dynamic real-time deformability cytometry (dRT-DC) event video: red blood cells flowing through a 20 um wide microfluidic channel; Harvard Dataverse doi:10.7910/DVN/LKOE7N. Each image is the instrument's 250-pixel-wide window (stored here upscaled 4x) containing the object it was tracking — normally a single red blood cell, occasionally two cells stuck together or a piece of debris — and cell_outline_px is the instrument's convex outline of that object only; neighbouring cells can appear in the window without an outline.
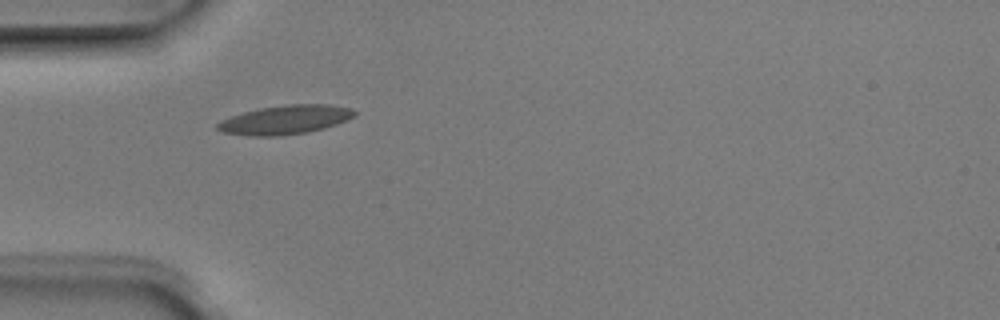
{"species": "Egyptian fruit bat (a non-hibernating species)", "species_latin": "Rousettus aegyptiacus", "temperature_condition": "room temperature", "stored_images_in_passage": 3, "camera_frame_rate_fps": 3000, "um_per_image_px": 0.085, "animal": {"sex": "male"}, "frame": {"image": 1, "passage_image": 1, "time_ms": 0.0, "image_size_px": [1000, 320], "cell_outline_px": [[356, 116], [348, 120], [324, 128], [308, 132], [276, 136], [252, 136], [220, 132], [216, 128], [216, 124], [220, 120], [244, 112], [260, 108], [288, 104], [332, 104], [352, 108], [356, 112]], "centroid_in_image_um": [24.26, 10.17], "position_along_channel_um": 60.7, "area_um2": 23.29}}
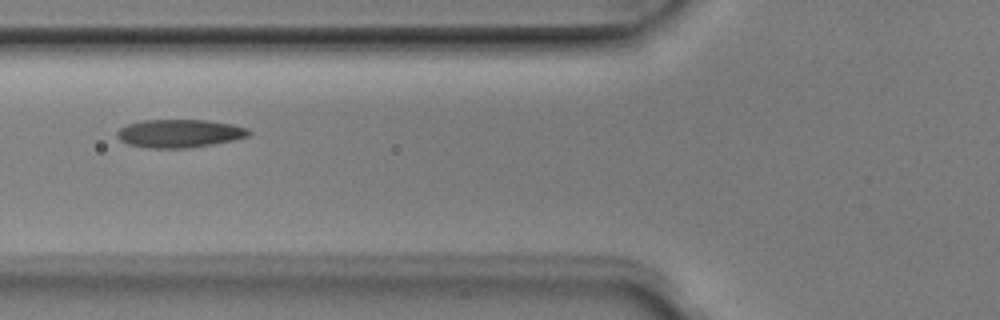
{"frame": {"image": 2, "passage_image": 2, "time_ms": 0.333, "image_size_px": [1000, 320], "cell_outline_px": [[252, 132], [248, 136], [232, 140], [212, 144], [188, 148], [148, 148], [128, 144], [120, 140], [116, 136], [116, 132], [120, 128], [128, 124], [144, 120], [204, 120], [232, 124], [248, 128]], "centroid_in_image_um": [15.24, 11.34], "position_along_channel_um": 110.6, "area_um2": 21.56}}
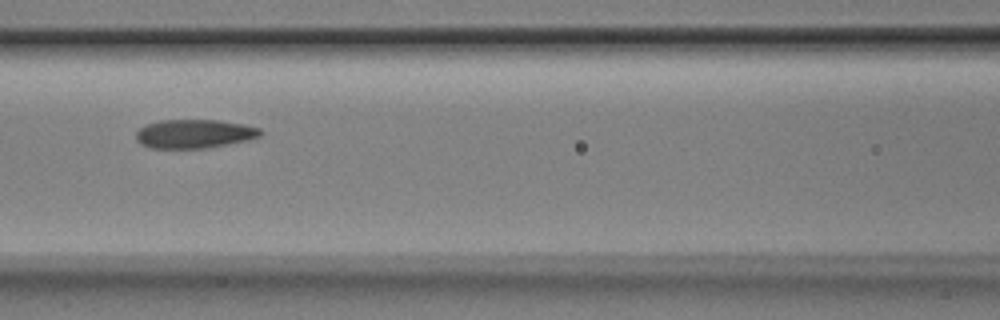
{"frame": {"image": 3, "passage_image": 3, "time_ms": 0.667, "image_size_px": [1000, 320], "cell_outline_px": [[264, 132], [260, 136], [248, 140], [228, 144], [204, 148], [152, 148], [140, 144], [136, 140], [136, 132], [144, 124], [160, 120], [220, 120], [244, 124], [260, 128]], "centroid_in_image_um": [16.52, 11.36], "position_along_channel_um": 150.1, "area_um2": 21.04}}